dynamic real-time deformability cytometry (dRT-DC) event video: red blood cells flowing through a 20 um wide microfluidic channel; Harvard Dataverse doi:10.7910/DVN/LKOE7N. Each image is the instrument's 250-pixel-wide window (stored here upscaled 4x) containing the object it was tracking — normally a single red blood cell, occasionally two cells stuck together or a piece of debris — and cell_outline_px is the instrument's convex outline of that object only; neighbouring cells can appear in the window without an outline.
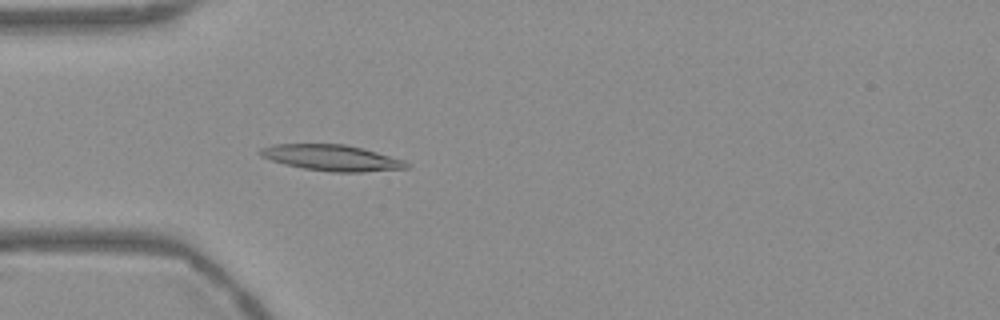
{"species": "Egyptian fruit bat (a non-hibernating species)", "species_latin": "Rousettus aegyptiacus", "temperature_condition": "warm", "stored_images_in_passage": 53, "camera_frame_rate_fps": 3000, "um_per_image_px": 0.085, "frame": {"image": 1, "passage_image": 15, "time_ms": 4.667, "image_size_px": [1000, 320], "cell_outline_px": [[412, 164], [408, 168], [364, 172], [332, 172], [304, 168], [284, 164], [260, 156], [256, 152], [260, 148], [272, 144], [344, 144], [376, 152], [404, 160]], "centroid_in_image_um": [28.17, 13.41], "position_along_channel_um": 56.8, "area_um2": 22.14}}
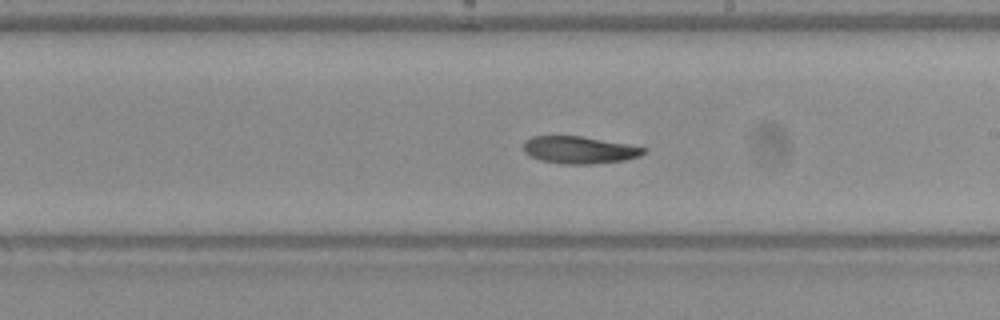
{"frame": {"image": 2, "passage_image": 30, "time_ms": 9.667, "image_size_px": [1000, 320], "cell_outline_px": [[644, 152], [640, 156], [624, 160], [592, 164], [564, 164], [540, 160], [528, 156], [524, 152], [524, 140], [532, 136], [580, 136], [628, 144], [644, 148]], "centroid_in_image_um": [49.19, 12.75], "position_along_channel_um": 239.8, "area_um2": 19.02}}
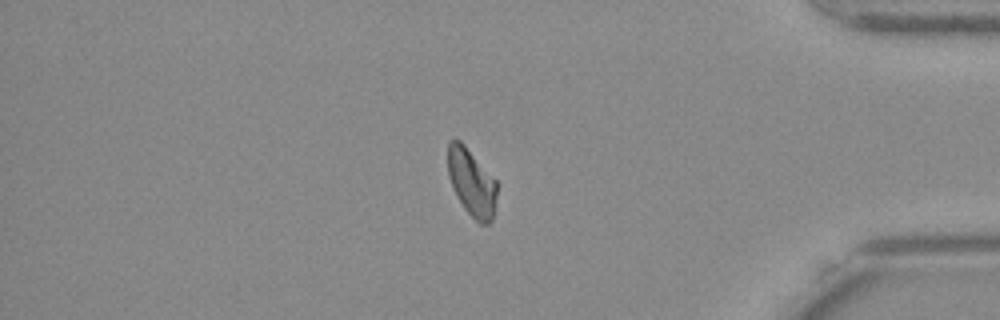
{"frame": {"image": 3, "passage_image": 45, "time_ms": 14.667, "image_size_px": [1000, 320], "cell_outline_px": [[496, 196], [492, 220], [488, 224], [480, 224], [464, 208], [448, 176], [448, 144], [452, 140], [460, 140], [464, 144], [496, 180]], "centroid_in_image_um": [40.09, 15.5], "position_along_channel_um": 395.1, "area_um2": 18.79}}